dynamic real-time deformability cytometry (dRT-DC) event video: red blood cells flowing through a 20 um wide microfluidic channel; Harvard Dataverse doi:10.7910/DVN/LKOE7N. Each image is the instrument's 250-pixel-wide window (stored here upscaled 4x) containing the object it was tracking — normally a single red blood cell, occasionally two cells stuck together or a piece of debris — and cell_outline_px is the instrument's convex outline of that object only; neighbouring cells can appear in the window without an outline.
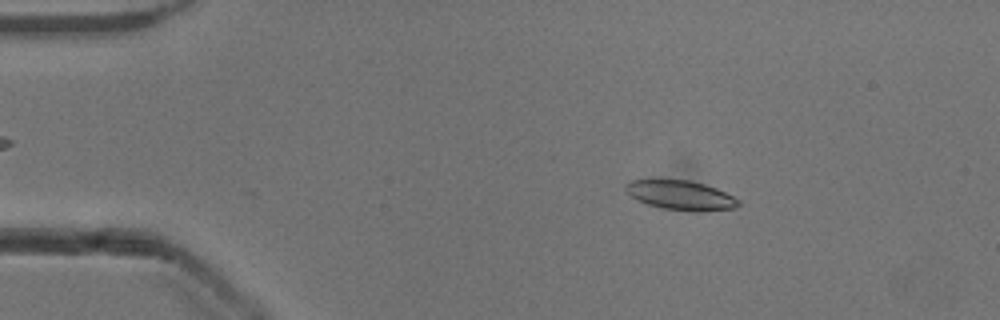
{"species": "common noctule bat (a hibernating species)", "species_latin": "Nyctalus noctula", "temperature_condition": "cold", "stored_images_in_passage": 53, "camera_frame_rate_fps": 3000, "um_per_image_px": 0.085, "animal": {"sex": "male", "body_mass_g": 13.3}, "frame": {"image": 1, "passage_image": 9, "time_ms": 2.667, "image_size_px": [1000, 320], "cell_outline_px": [[740, 204], [736, 208], [704, 212], [696, 212], [664, 208], [648, 204], [636, 200], [624, 192], [624, 184], [628, 180], [688, 180], [704, 184], [716, 188], [740, 200]], "centroid_in_image_um": [57.83, 16.6], "position_along_channel_um": 27.2, "area_um2": 19.54}}
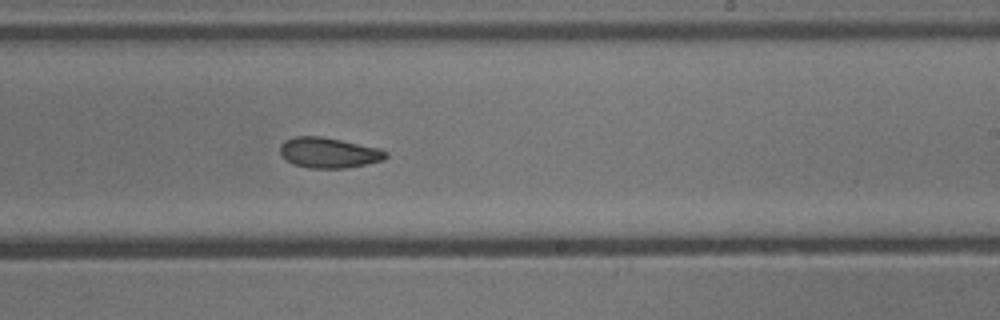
{"frame": {"image": 2, "passage_image": 32, "time_ms": 10.333, "image_size_px": [1000, 320], "cell_outline_px": [[388, 156], [384, 160], [368, 164], [348, 168], [308, 168], [292, 164], [280, 152], [280, 144], [284, 140], [296, 136], [320, 136], [380, 148], [388, 152]], "centroid_in_image_um": [27.97, 12.99], "position_along_channel_um": 261.0, "area_um2": 18.84}}
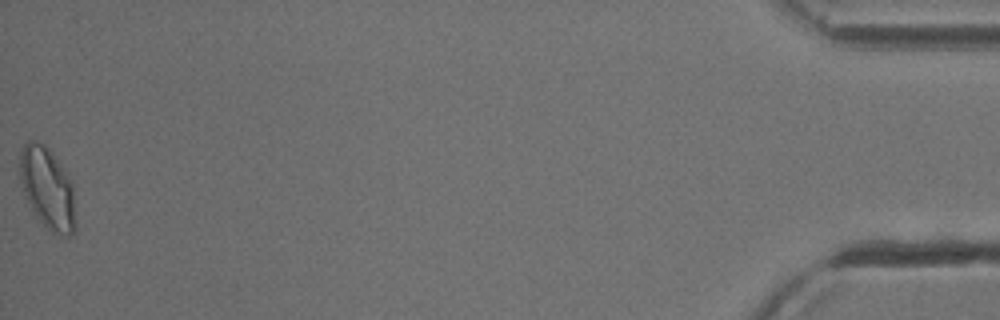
{"frame": {"image": 3, "passage_image": 53, "time_ms": 17.333, "image_size_px": [1000, 320], "cell_outline_px": [[76, 232], [68, 236], [64, 236], [52, 232], [32, 212], [24, 196], [20, 180], [20, 152], [24, 144], [28, 140], [36, 140], [44, 144], [52, 152], [72, 180], [76, 224]], "centroid_in_image_um": [4.04, 16.0], "position_along_channel_um": 431.2, "area_um2": 26.88}, "authors_computed_cell_mechanics": {"area_um2": 19.363, "velocity_mm_per_s": 3.8978, "shape_relaxation_time_tau1_ms": 5.6223, "shape_relaxation_time_tau2_ms": 2.649, "deformation_change_tau1": 0.1694, "deformation_change_tau2": 0.0923}}